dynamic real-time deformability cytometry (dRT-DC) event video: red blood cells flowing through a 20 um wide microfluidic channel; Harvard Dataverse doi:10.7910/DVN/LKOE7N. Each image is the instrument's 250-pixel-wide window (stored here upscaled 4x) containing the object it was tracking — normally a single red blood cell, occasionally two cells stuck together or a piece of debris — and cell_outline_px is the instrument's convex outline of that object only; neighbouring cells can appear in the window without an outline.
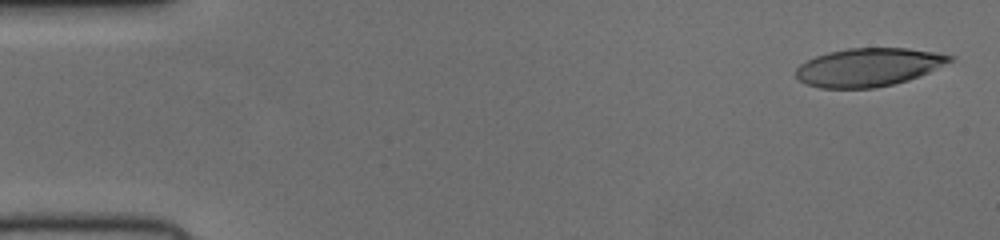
{"species": "human", "species_latin": "Homo sapiens", "temperature_condition": "cold", "stored_images_in_passage": 52, "camera_frame_rate_fps": 3000, "um_per_image_px": 0.085, "donor": {"sex": "female"}, "frame": {"image": 1, "passage_image": 2, "time_ms": 0.333, "image_size_px": [1000, 240], "cell_outline_px": [[956, 56], [952, 60], [920, 76], [908, 80], [876, 88], [820, 88], [804, 84], [796, 76], [796, 68], [800, 64], [816, 56], [828, 52], [848, 48], [908, 48], [936, 52]], "centroid_in_image_um": [73.81, 5.71], "position_along_channel_um": 11.2, "area_um2": 34.28}}
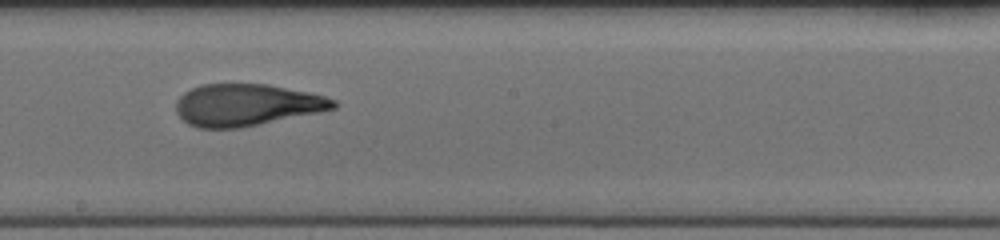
{"frame": {"image": 2, "passage_image": 29, "time_ms": 9.333, "image_size_px": [1000, 240], "cell_outline_px": [[336, 108], [240, 128], [196, 128], [188, 124], [176, 112], [176, 100], [184, 92], [200, 84], [268, 84], [308, 92], [324, 96], [336, 100]], "centroid_in_image_um": [20.91, 8.91], "position_along_channel_um": 227.3, "area_um2": 38.26}}
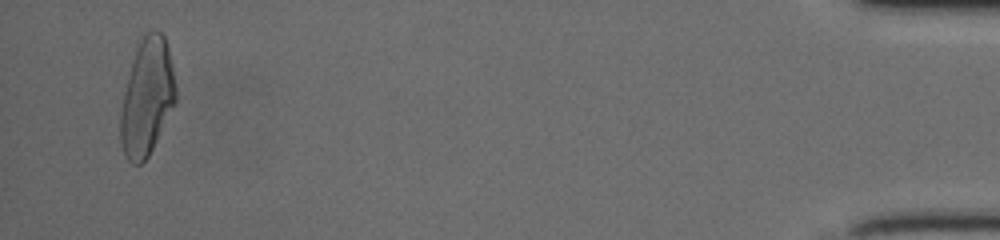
{"frame": {"image": 3, "passage_image": 50, "time_ms": 16.333, "image_size_px": [1000, 240], "cell_outline_px": [[176, 100], [148, 156], [140, 164], [132, 164], [124, 156], [120, 144], [120, 108], [132, 60], [136, 48], [140, 40], [152, 28], [156, 28], [164, 36], [168, 48], [176, 88]], "centroid_in_image_um": [12.46, 8.26], "position_along_channel_um": 422.7, "area_um2": 37.34}}